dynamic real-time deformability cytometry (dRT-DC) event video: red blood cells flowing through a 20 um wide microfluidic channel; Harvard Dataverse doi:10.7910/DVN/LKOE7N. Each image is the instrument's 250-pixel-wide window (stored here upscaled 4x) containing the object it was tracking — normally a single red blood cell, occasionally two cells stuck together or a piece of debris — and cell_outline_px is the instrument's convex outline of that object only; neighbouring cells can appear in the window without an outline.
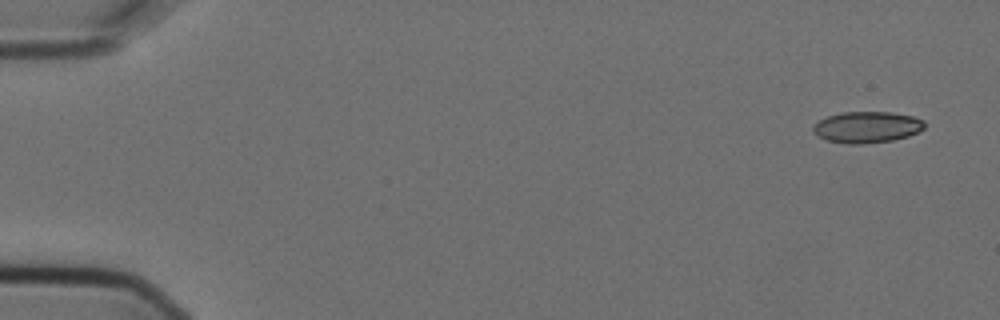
{"species": "Egyptian fruit bat (a non-hibernating species)", "species_latin": "Rousettus aegyptiacus", "temperature_condition": "cold", "stored_images_in_passage": 4, "camera_frame_rate_fps": 3000, "um_per_image_px": 0.085, "animal": {"sex": "female"}, "frame": {"image": 1, "passage_image": 1, "time_ms": 0.0, "image_size_px": [1000, 320], "cell_outline_px": [[924, 128], [908, 136], [892, 140], [860, 144], [848, 144], [828, 140], [816, 136], [812, 132], [812, 128], [820, 120], [828, 116], [840, 112], [892, 112], [912, 116], [924, 120]], "centroid_in_image_um": [73.67, 10.8], "position_along_channel_um": 11.3, "area_um2": 20.23}}
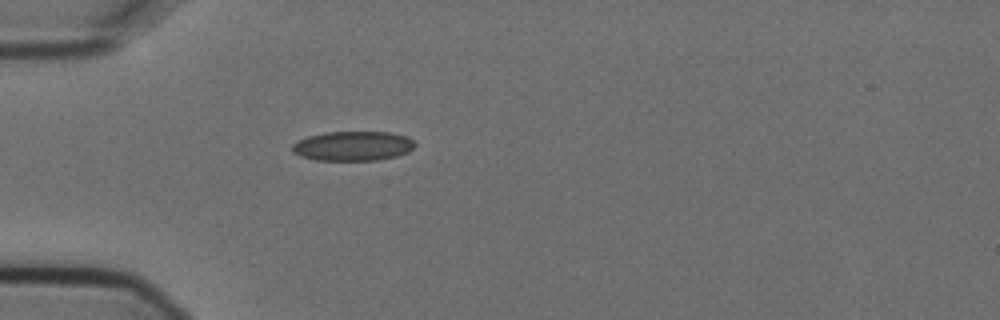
{"frame": {"image": 2, "passage_image": 4, "time_ms": 1.0, "image_size_px": [1000, 320], "cell_outline_px": [[416, 144], [408, 152], [396, 156], [376, 160], [316, 160], [300, 156], [292, 152], [292, 144], [308, 136], [324, 132], [388, 132], [404, 136], [412, 140]], "centroid_in_image_um": [29.97, 12.41], "position_along_channel_um": 55.0, "area_um2": 20.98}}